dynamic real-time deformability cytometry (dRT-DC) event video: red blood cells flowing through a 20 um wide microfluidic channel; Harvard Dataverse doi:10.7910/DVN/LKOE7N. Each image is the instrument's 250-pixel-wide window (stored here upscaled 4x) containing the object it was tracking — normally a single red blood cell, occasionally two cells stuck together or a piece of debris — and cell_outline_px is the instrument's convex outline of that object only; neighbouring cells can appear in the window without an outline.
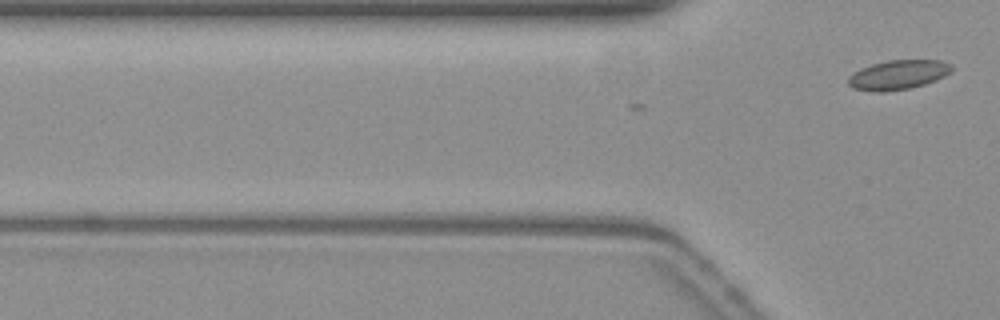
{"species": "common noctule bat (a hibernating species)", "species_latin": "Nyctalus noctula", "temperature_condition": "warm", "stored_images_in_passage": 3, "camera_frame_rate_fps": 3000, "um_per_image_px": 0.085, "animal": {"sex": "female", "body_mass_g": 19.3, "forearm_length_mm": 54.1}, "frame": {"image": 1, "passage_image": 3, "time_ms": 0.667, "image_size_px": [1000, 320], "cell_outline_px": [[952, 68], [944, 76], [936, 80], [924, 84], [908, 88], [884, 92], [876, 92], [852, 88], [848, 84], [848, 76], [852, 72], [860, 68], [872, 64], [888, 60], [940, 60], [952, 64]], "centroid_in_image_um": [76.29, 6.35], "position_along_channel_um": 49.5, "area_um2": 17.74}}